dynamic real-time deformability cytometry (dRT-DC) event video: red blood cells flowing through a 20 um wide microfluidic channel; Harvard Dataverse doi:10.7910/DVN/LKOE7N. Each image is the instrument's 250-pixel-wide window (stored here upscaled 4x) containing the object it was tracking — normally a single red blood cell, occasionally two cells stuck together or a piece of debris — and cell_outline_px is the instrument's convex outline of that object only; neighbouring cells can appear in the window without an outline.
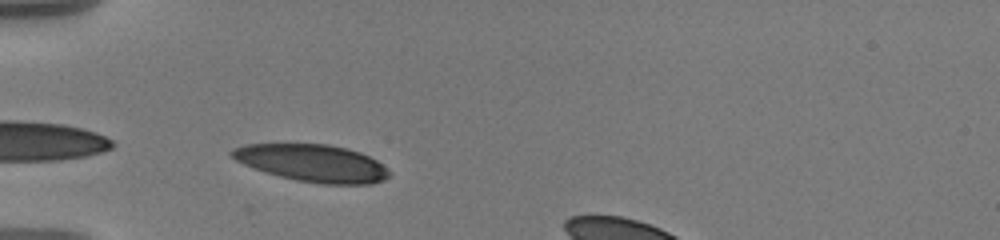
{"species": "human", "species_latin": "Homo sapiens", "temperature_condition": "warm", "stored_images_in_passage": 30, "camera_frame_rate_fps": 3000, "um_per_image_px": 0.085, "donor": {"sex": "male"}, "frame": {"image": 1, "passage_image": 1, "time_ms": 0.0, "image_size_px": [1000, 240], "cell_outline_px": [[392, 172], [384, 180], [372, 184], [320, 184], [296, 180], [264, 172], [244, 164], [236, 160], [228, 152], [232, 148], [244, 144], [328, 144], [348, 148], [360, 152], [376, 160]], "centroid_in_image_um": [26.56, 13.86], "position_along_channel_um": 58.4, "area_um2": 34.28}}
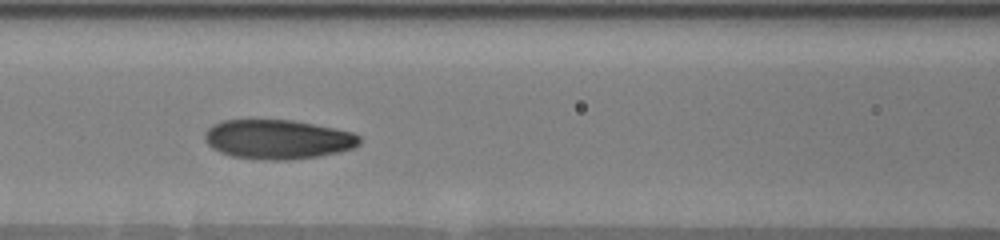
{"frame": {"image": 2, "passage_image": 7, "time_ms": 2.667, "image_size_px": [1000, 240], "cell_outline_px": [[360, 144], [352, 148], [340, 152], [292, 160], [272, 160], [232, 156], [220, 152], [212, 148], [204, 140], [204, 132], [212, 124], [224, 120], [292, 120], [336, 128], [352, 132], [360, 136]], "centroid_in_image_um": [23.6, 11.84], "position_along_channel_um": 143.0, "area_um2": 35.55}}
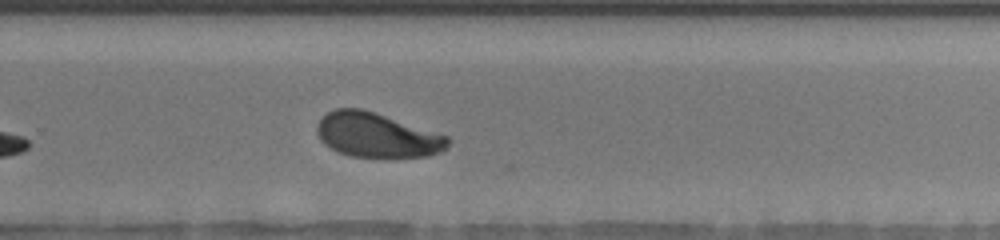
{"frame": {"image": 3, "passage_image": 18, "time_ms": 7.0, "image_size_px": [1000, 240], "cell_outline_px": [[452, 140], [440, 152], [428, 156], [348, 156], [324, 144], [320, 140], [316, 132], [316, 128], [320, 120], [328, 112], [336, 108], [364, 108], [448, 136]], "centroid_in_image_um": [32.02, 11.46], "position_along_channel_um": 297.8, "area_um2": 33.7}}